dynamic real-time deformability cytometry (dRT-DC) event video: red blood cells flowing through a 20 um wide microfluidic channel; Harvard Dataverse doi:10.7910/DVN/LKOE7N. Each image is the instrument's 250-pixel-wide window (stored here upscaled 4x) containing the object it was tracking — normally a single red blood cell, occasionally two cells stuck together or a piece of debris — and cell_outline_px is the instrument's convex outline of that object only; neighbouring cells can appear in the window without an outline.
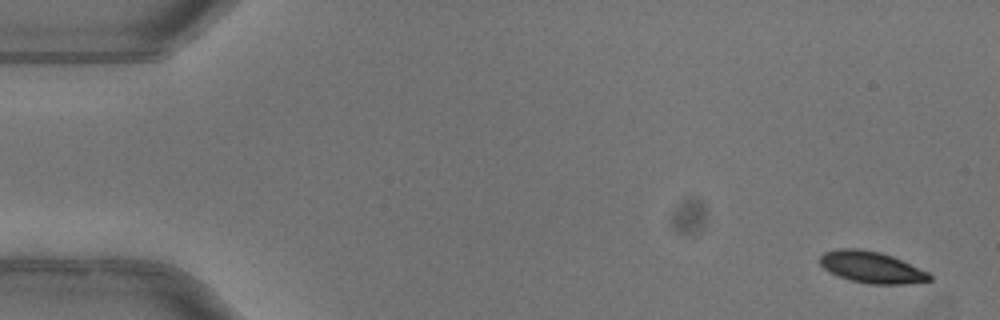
{"species": "common noctule bat (a hibernating species)", "species_latin": "Nyctalus noctula", "temperature_condition": "warm", "stored_images_in_passage": 5, "camera_frame_rate_fps": 3000, "um_per_image_px": 0.085, "animal": {"sex": "female"}, "frame": {"image": 1, "passage_image": 1, "time_ms": 0.0, "image_size_px": [1000, 320], "cell_outline_px": [[932, 280], [904, 284], [868, 284], [848, 280], [836, 276], [828, 272], [820, 264], [820, 256], [824, 252], [840, 248], [860, 248], [880, 252], [892, 256], [928, 272], [932, 276]], "centroid_in_image_um": [74.04, 22.72], "position_along_channel_um": 11.0, "area_um2": 20.29}}
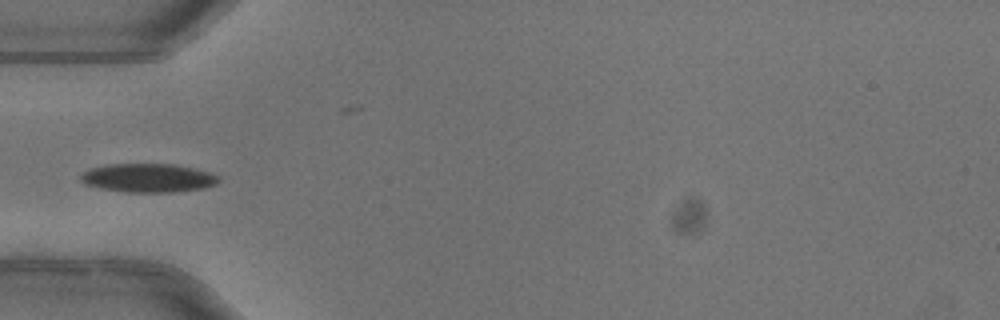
{"frame": {"image": 2, "passage_image": 4, "time_ms": 1.0, "image_size_px": [1000, 320], "cell_outline_px": [[220, 180], [216, 184], [204, 188], [176, 192], [124, 192], [100, 188], [84, 184], [80, 180], [80, 176], [88, 168], [108, 164], [172, 164], [192, 168], [208, 172], [216, 176]], "centroid_in_image_um": [12.54, 15.13], "position_along_channel_um": 72.5, "area_um2": 23.06}}